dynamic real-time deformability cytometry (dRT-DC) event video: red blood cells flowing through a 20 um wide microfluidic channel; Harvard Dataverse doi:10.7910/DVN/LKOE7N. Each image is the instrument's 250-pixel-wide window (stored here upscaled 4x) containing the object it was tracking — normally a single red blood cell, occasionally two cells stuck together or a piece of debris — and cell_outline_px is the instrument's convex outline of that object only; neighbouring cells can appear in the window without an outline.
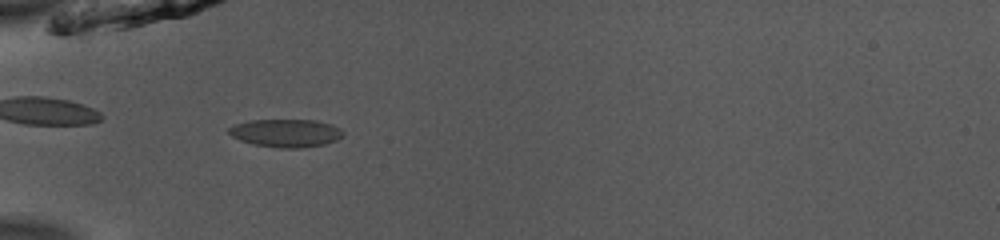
{"species": "common noctule bat (a hibernating species)", "species_latin": "Nyctalus noctula", "temperature_condition": "room temperature", "stored_images_in_passage": 35, "camera_frame_rate_fps": 3000, "um_per_image_px": 0.085, "animal": {"sex": "male", "body_mass_g": 13.0, "forearm_length_mm": 53.1}, "frame": {"image": 1, "passage_image": 1, "time_ms": 0.0, "image_size_px": [1000, 240], "cell_outline_px": [[344, 136], [336, 140], [324, 144], [300, 148], [280, 148], [252, 144], [240, 140], [232, 136], [228, 132], [228, 128], [236, 124], [248, 120], [316, 120], [332, 124], [340, 128], [344, 132]], "centroid_in_image_um": [24.32, 11.31], "position_along_channel_um": 60.7, "area_um2": 18.73}}
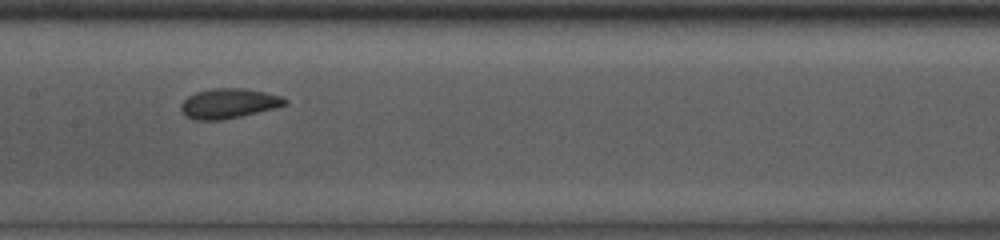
{"frame": {"image": 2, "passage_image": 11, "time_ms": 3.333, "image_size_px": [1000, 240], "cell_outline_px": [[288, 100], [284, 104], [276, 108], [240, 116], [220, 120], [192, 120], [184, 116], [180, 108], [180, 104], [188, 96], [196, 92], [212, 88], [244, 88], [264, 92], [280, 96]], "centroid_in_image_um": [19.38, 8.79], "position_along_channel_um": 188.0, "area_um2": 18.09}}
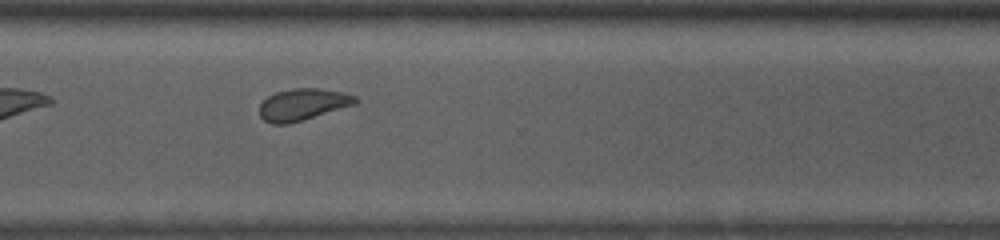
{"frame": {"image": 3, "passage_image": 23, "time_ms": 7.333, "image_size_px": [1000, 240], "cell_outline_px": [[360, 100], [356, 104], [288, 124], [272, 124], [264, 120], [260, 116], [260, 104], [268, 96], [276, 92], [292, 88], [320, 88], [344, 92], [356, 96]], "centroid_in_image_um": [25.76, 8.87], "position_along_channel_um": 344.8, "area_um2": 17.74}, "authors_computed_cell_mechanics": {"area_um2": 17.918, "velocity_mm_per_s": 3.9449, "shape_relaxation_time_tau1_ms": 3.4651, "shape_relaxation_time_tau2_ms": 1.8854, "deformation_change_tau1": 0.0862, "deformation_change_tau2": 0.0595}}